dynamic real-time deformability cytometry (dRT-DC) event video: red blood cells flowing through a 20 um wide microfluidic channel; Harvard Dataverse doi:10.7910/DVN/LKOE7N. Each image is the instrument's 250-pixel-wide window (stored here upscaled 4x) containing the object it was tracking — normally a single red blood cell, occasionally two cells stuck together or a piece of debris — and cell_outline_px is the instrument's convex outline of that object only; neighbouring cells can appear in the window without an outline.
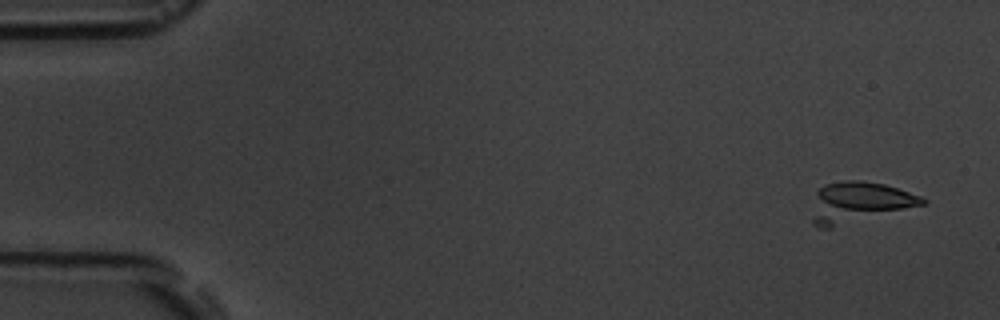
{"species": "common noctule bat (a hibernating species)", "species_latin": "Nyctalus noctula", "temperature_condition": "room temperature", "stored_images_in_passage": 6, "camera_frame_rate_fps": 3000, "um_per_image_px": 0.085, "animal": {"sex": "male", "body_mass_g": 19.5, "forearm_length_mm": 54.6}, "frame": {"image": 1, "passage_image": 2, "time_ms": 1.333, "image_size_px": [1000, 320], "cell_outline_px": [[928, 204], [832, 228], [820, 228], [812, 224], [812, 220], [816, 192], [824, 184], [844, 180], [860, 180], [884, 184], [920, 196], [928, 200]], "centroid_in_image_um": [73.03, 17.21], "position_along_channel_um": 12.0, "area_um2": 26.3}}
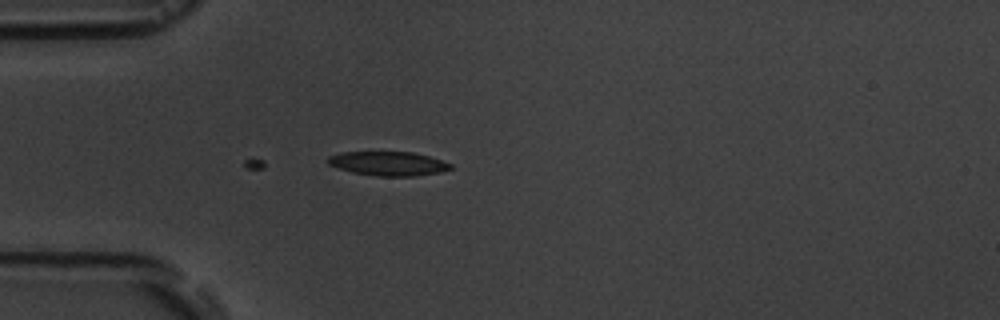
{"frame": {"image": 2, "passage_image": 6, "time_ms": 5.667, "image_size_px": [1000, 320], "cell_outline_px": [[452, 168], [440, 172], [412, 176], [376, 176], [352, 172], [328, 164], [324, 160], [328, 156], [340, 152], [412, 152], [428, 156], [452, 164]], "centroid_in_image_um": [32.95, 13.9], "position_along_channel_um": 52.0, "area_um2": 17.17}}